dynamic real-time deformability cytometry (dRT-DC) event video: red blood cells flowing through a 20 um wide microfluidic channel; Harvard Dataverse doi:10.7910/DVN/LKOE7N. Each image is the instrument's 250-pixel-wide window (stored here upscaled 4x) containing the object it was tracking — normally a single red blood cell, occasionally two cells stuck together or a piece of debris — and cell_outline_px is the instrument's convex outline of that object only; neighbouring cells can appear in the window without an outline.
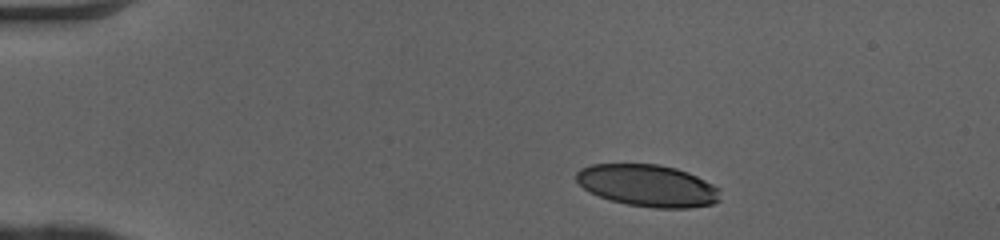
{"species": "human", "species_latin": "Homo sapiens", "temperature_condition": "cold", "stored_images_in_passage": 42, "camera_frame_rate_fps": 3000, "um_per_image_px": 0.085, "donor": {"sex": "female"}, "frame": {"image": 1, "passage_image": 1, "time_ms": 0.0, "image_size_px": [1000, 240], "cell_outline_px": [[720, 200], [712, 204], [688, 208], [652, 208], [628, 204], [612, 200], [600, 196], [584, 188], [576, 180], [576, 172], [580, 168], [592, 164], [660, 164], [676, 168], [688, 172], [720, 188]], "centroid_in_image_um": [55.08, 15.77], "position_along_channel_um": 29.9, "area_um2": 35.14}}
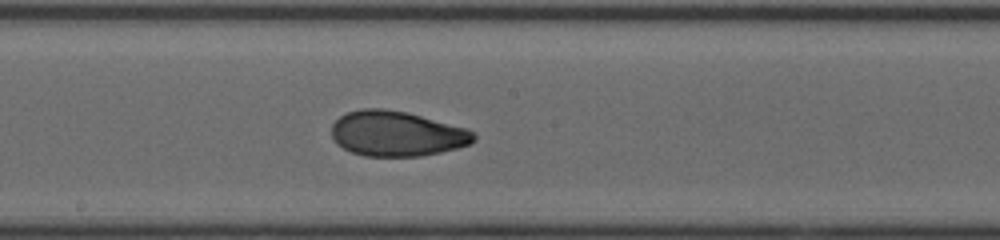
{"frame": {"image": 2, "passage_image": 20, "time_ms": 6.333, "image_size_px": [1000, 240], "cell_outline_px": [[476, 140], [468, 144], [456, 148], [440, 152], [420, 156], [364, 156], [352, 152], [336, 144], [332, 136], [332, 124], [340, 116], [348, 112], [364, 108], [384, 108], [408, 112], [468, 128], [476, 136]], "centroid_in_image_um": [33.72, 11.35], "position_along_channel_um": 214.5, "area_um2": 37.51}}
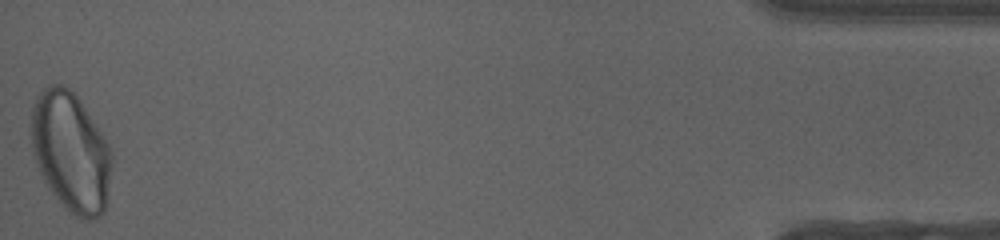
{"frame": {"image": 3, "passage_image": 42, "time_ms": 13.667, "image_size_px": [1000, 240], "cell_outline_px": [[112, 164], [108, 200], [104, 212], [96, 220], [80, 220], [68, 212], [60, 204], [48, 188], [40, 172], [32, 152], [28, 132], [32, 108], [36, 96], [48, 84], [64, 84], [80, 100], [108, 144], [112, 152]], "centroid_in_image_um": [6.0, 12.95], "position_along_channel_um": 429.2, "area_um2": 57.22}, "authors_computed_cell_mechanics": {"area_um2": 38.0324, "velocity_mm_per_s": 4.0866, "shape_relaxation_time_tau1_ms": 5.9337, "shape_relaxation_time_tau2_ms": 1.4654, "deformation_change_tau1": 0.1934, "deformation_change_tau2": 0.0471}}